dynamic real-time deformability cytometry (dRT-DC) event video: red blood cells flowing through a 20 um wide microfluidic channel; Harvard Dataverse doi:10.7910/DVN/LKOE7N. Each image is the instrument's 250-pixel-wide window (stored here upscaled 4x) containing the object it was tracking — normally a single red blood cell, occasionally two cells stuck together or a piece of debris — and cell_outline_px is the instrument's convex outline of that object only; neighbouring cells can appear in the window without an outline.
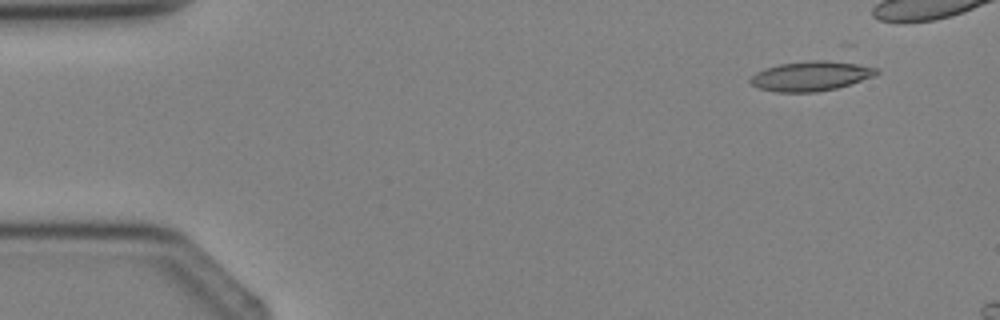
{"species": "Egyptian fruit bat (a non-hibernating species)", "species_latin": "Rousettus aegyptiacus", "temperature_condition": "cold", "stored_images_in_passage": 3, "camera_frame_rate_fps": 3000, "um_per_image_px": 0.085, "animal": {"sex": "female"}, "frame": {"image": 1, "passage_image": 1, "time_ms": 0.0, "image_size_px": [1000, 320], "cell_outline_px": [[880, 72], [876, 76], [836, 88], [816, 92], [776, 92], [756, 88], [748, 80], [756, 72], [764, 68], [780, 64], [808, 60], [848, 60], [876, 68]], "centroid_in_image_um": [68.96, 6.44], "position_along_channel_um": 16.0, "area_um2": 22.37}}